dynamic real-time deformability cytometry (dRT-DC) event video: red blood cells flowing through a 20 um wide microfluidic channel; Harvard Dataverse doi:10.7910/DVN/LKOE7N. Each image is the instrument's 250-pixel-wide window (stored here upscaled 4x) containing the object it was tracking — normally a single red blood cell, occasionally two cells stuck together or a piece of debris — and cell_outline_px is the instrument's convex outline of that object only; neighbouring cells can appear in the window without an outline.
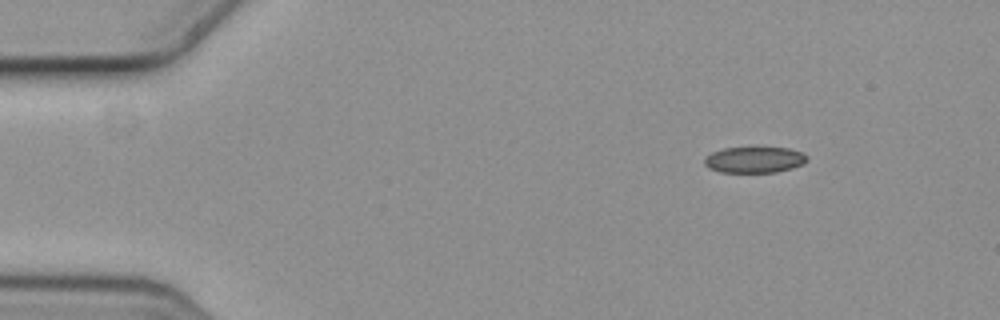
{"species": "common noctule bat (a hibernating species)", "species_latin": "Nyctalus noctula", "temperature_condition": "cold", "stored_images_in_passage": 7, "camera_frame_rate_fps": 3000, "um_per_image_px": 0.085, "animal": {"sex": "female", "body_mass_g": 19.3, "forearm_length_mm": 54.1}, "frame": {"image": 1, "passage_image": 1, "time_ms": 0.0, "image_size_px": [1000, 320], "cell_outline_px": [[808, 160], [804, 164], [792, 168], [776, 172], [720, 172], [708, 168], [704, 164], [704, 160], [712, 152], [724, 148], [788, 148], [804, 152], [808, 156]], "centroid_in_image_um": [64.17, 13.58], "position_along_channel_um": 20.8, "area_um2": 15.61}}
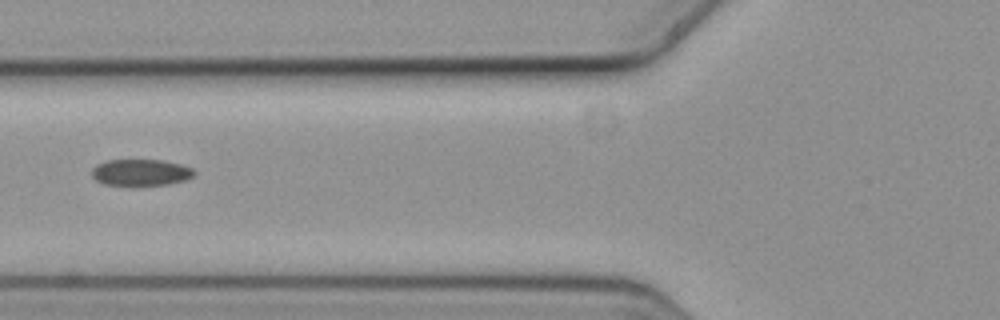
{"frame": {"image": 2, "passage_image": 5, "time_ms": 1.333, "image_size_px": [1000, 320], "cell_outline_px": [[196, 172], [192, 176], [184, 180], [168, 184], [132, 188], [104, 184], [96, 180], [92, 176], [92, 168], [96, 164], [108, 160], [160, 160], [180, 164], [192, 168]], "centroid_in_image_um": [11.92, 14.7], "position_along_channel_um": 113.9, "area_um2": 16.36}}
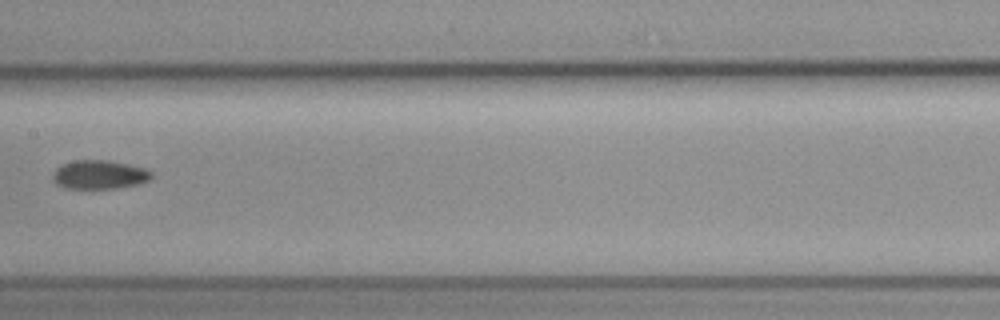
{"frame": {"image": 3, "passage_image": 7, "time_ms": 2.0, "image_size_px": [1000, 320], "cell_outline_px": [[152, 176], [148, 180], [136, 184], [112, 188], [68, 188], [56, 184], [52, 180], [52, 172], [60, 164], [76, 160], [108, 160], [144, 168], [152, 172]], "centroid_in_image_um": [8.38, 14.83], "position_along_channel_um": 199.0, "area_um2": 16.42}}